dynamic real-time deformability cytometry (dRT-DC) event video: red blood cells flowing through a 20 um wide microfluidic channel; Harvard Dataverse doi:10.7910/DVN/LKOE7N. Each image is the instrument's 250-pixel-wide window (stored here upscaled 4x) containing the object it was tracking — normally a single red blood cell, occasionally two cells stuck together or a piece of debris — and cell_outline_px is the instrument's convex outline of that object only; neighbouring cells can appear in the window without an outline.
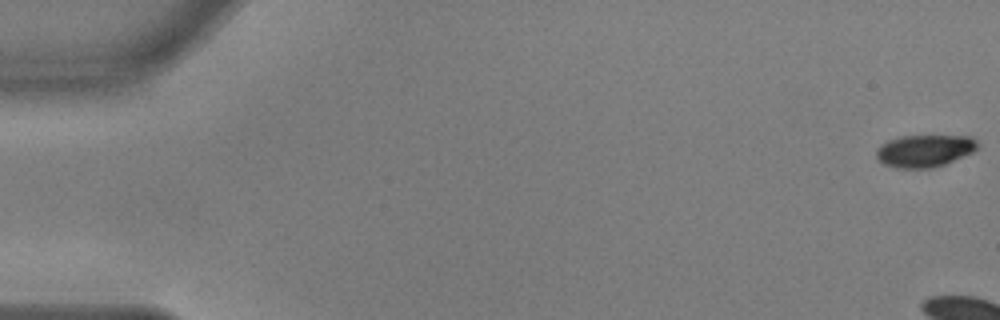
{"species": "common noctule bat (a hibernating species)", "species_latin": "Nyctalus noctula", "temperature_condition": "warm", "stored_images_in_passage": 8, "camera_frame_rate_fps": 3000, "um_per_image_px": 0.085, "animal": {"sex": "male", "body_mass_g": 17.9, "forearm_length_mm": 54.2}, "frame": {"image": 1, "passage_image": 1, "time_ms": 0.0, "image_size_px": [1000, 320], "cell_outline_px": [[976, 148], [972, 152], [944, 164], [932, 168], [896, 168], [884, 164], [876, 156], [876, 152], [880, 144], [888, 140], [900, 136], [972, 136], [976, 140]], "centroid_in_image_um": [78.55, 12.81], "position_along_channel_um": 6.4, "area_um2": 18.84}}